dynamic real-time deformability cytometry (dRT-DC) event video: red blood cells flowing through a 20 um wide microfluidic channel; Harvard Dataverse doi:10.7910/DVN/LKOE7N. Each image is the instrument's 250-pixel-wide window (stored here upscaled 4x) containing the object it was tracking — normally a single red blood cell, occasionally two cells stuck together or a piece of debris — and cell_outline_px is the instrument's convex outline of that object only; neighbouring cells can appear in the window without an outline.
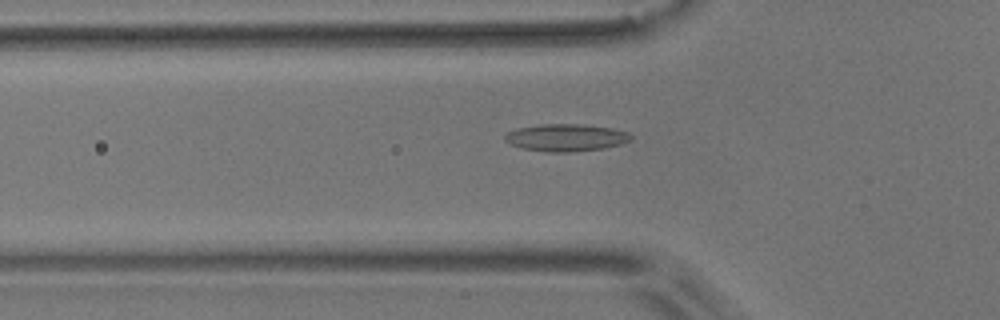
{"species": "common noctule bat (a hibernating species)", "species_latin": "Nyctalus noctula", "temperature_condition": "room temperature", "stored_images_in_passage": 55, "camera_frame_rate_fps": 3000, "um_per_image_px": 0.085, "animal": {"sex": "male", "body_mass_g": 17.9}, "frame": {"image": 1, "passage_image": 18, "time_ms": 5.667, "image_size_px": [1000, 320], "cell_outline_px": [[632, 140], [620, 144], [604, 148], [572, 152], [544, 152], [520, 148], [508, 144], [504, 140], [504, 136], [508, 132], [516, 128], [540, 124], [584, 124], [612, 128], [628, 132], [632, 136]], "centroid_in_image_um": [48.07, 11.7], "position_along_channel_um": 77.7, "area_um2": 20.35}}
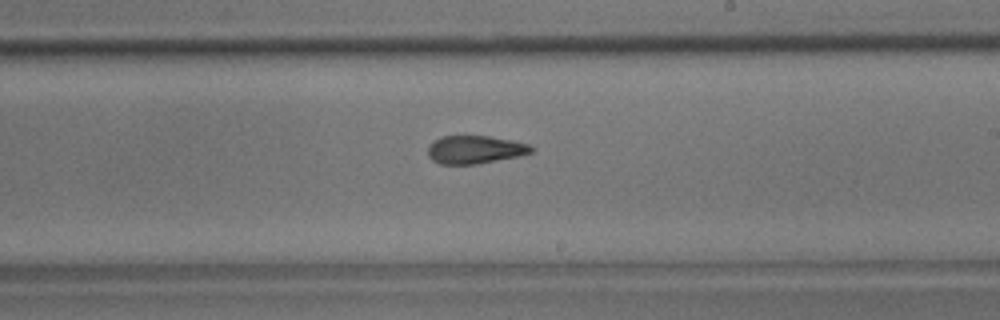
{"frame": {"image": 2, "passage_image": 32, "time_ms": 10.333, "image_size_px": [1000, 320], "cell_outline_px": [[532, 152], [520, 156], [476, 164], [440, 164], [432, 160], [428, 156], [428, 148], [432, 140], [440, 136], [488, 136], [512, 140], [528, 144], [532, 148]], "centroid_in_image_um": [40.33, 12.71], "position_along_channel_um": 248.7, "area_um2": 16.94}}
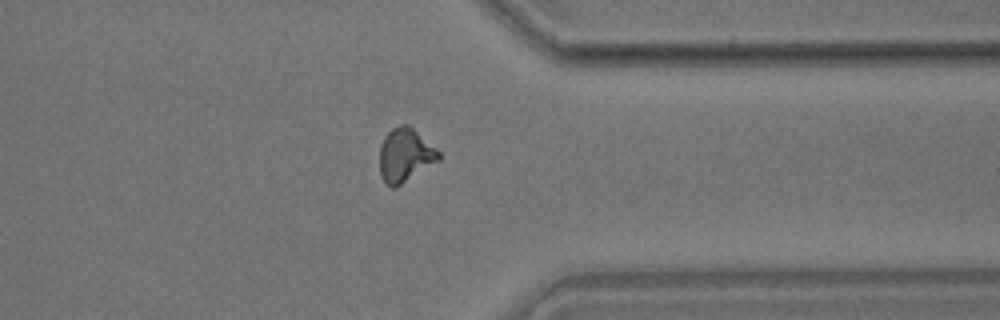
{"frame": {"image": 3, "passage_image": 43, "time_ms": 14.0, "image_size_px": [1000, 320], "cell_outline_px": [[440, 160], [396, 188], [392, 188], [380, 176], [380, 144], [384, 136], [392, 128], [400, 124], [408, 124], [436, 148], [440, 152]], "centroid_in_image_um": [34.43, 13.19], "position_along_channel_um": 377.0, "area_um2": 18.55}, "authors_computed_cell_mechanics": {"area_um2": 17.8024, "velocity_mm_per_s": 3.6381, "shape_relaxation_time_tau1_ms": 9.8589, "shape_relaxation_time_tau2_ms": 2.5452, "deformation_change_tau1": 0.2296, "deformation_change_tau2": 0.0983}}